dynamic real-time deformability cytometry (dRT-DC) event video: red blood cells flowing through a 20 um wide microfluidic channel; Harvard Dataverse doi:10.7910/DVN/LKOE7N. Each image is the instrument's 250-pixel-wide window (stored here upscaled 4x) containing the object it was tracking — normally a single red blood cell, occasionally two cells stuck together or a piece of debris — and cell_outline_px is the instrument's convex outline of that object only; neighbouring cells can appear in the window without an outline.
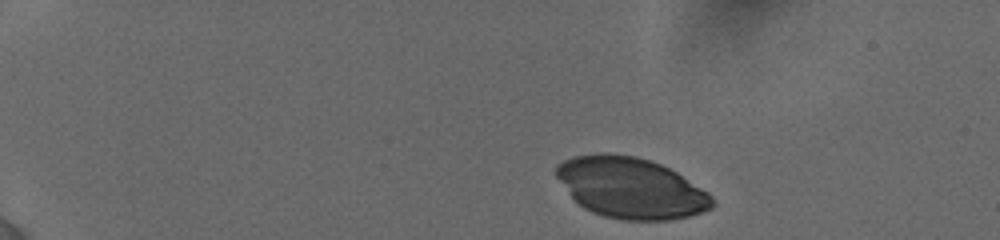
{"species": "human", "species_latin": "Homo sapiens", "temperature_condition": "cold", "stored_images_in_passage": 48, "camera_frame_rate_fps": 3000, "um_per_image_px": 0.085, "donor": {"sex": "female"}, "frame": {"image": 1, "passage_image": 1, "time_ms": 0.0, "image_size_px": [1000, 240], "cell_outline_px": [[716, 204], [712, 208], [704, 212], [688, 216], [668, 220], [620, 220], [604, 216], [592, 212], [584, 208], [572, 196], [556, 176], [556, 168], [564, 160], [572, 156], [604, 152], [608, 152], [636, 156], [660, 164], [676, 172], [708, 192], [712, 196]], "centroid_in_image_um": [53.64, 15.97], "position_along_channel_um": 31.4, "area_um2": 55.14}}